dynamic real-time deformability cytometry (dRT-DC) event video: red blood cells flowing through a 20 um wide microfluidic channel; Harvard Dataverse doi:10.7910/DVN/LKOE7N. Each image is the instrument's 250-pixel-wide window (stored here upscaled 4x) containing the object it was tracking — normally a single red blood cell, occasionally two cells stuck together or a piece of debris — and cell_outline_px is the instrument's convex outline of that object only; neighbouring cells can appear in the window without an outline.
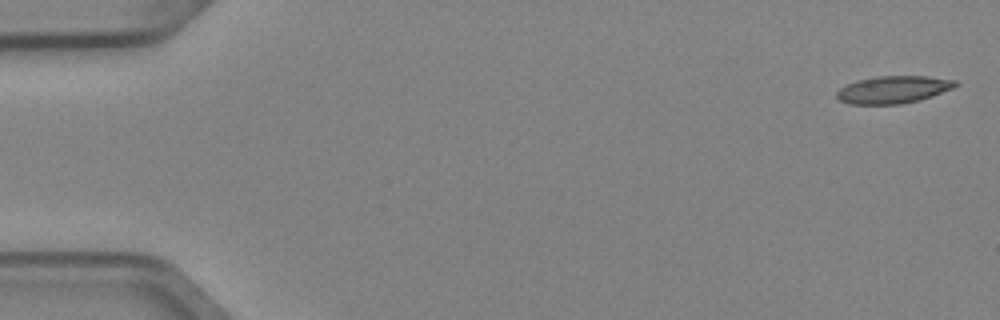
{"species": "Egyptian fruit bat (a non-hibernating species)", "species_latin": "Rousettus aegyptiacus", "temperature_condition": "cold", "stored_images_in_passage": 4, "segment_of_instrument_passage": [2, 2], "camera_frame_rate_fps": 3000, "um_per_image_px": 0.085, "animal": {"sex": "female"}, "frame": {"image": 1, "passage_image": 4, "time_ms": 1.0, "image_size_px": [1000, 320], "cell_outline_px": [[960, 84], [952, 88], [932, 96], [920, 100], [900, 104], [848, 104], [840, 100], [836, 96], [836, 92], [840, 88], [856, 80], [876, 76], [924, 76], [956, 80]], "centroid_in_image_um": [75.92, 7.61], "position_along_channel_um": 9.1, "area_um2": 18.96}}